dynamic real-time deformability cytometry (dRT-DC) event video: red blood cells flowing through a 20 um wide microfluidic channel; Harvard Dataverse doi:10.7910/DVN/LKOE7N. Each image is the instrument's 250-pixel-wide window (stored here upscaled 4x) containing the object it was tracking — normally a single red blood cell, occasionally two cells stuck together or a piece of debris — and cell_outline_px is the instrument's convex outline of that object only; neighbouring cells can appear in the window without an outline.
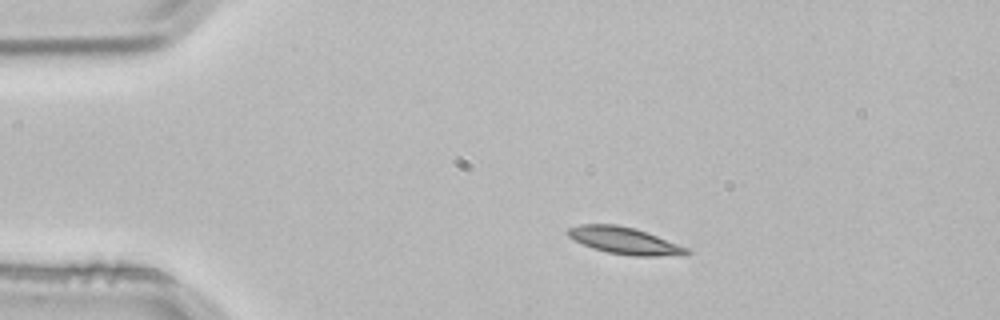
{"species": "common noctule bat (a hibernating species)", "species_latin": "Nyctalus noctula", "temperature_condition": "room temperature", "stored_images_in_passage": 2, "camera_frame_rate_fps": 3000, "um_per_image_px": 0.085, "animal": {"sex": "male", "body_mass_g": 21.5, "forearm_length_mm": 52.0}, "frame": {"image": 1, "passage_image": 1, "time_ms": 0.0, "image_size_px": [1000, 320], "cell_outline_px": [[692, 252], [684, 256], [632, 256], [608, 252], [584, 244], [568, 236], [564, 232], [568, 228], [580, 224], [616, 224], [636, 228], [688, 248]], "centroid_in_image_um": [53.12, 20.45], "position_along_channel_um": 31.9, "area_um2": 18.61}}